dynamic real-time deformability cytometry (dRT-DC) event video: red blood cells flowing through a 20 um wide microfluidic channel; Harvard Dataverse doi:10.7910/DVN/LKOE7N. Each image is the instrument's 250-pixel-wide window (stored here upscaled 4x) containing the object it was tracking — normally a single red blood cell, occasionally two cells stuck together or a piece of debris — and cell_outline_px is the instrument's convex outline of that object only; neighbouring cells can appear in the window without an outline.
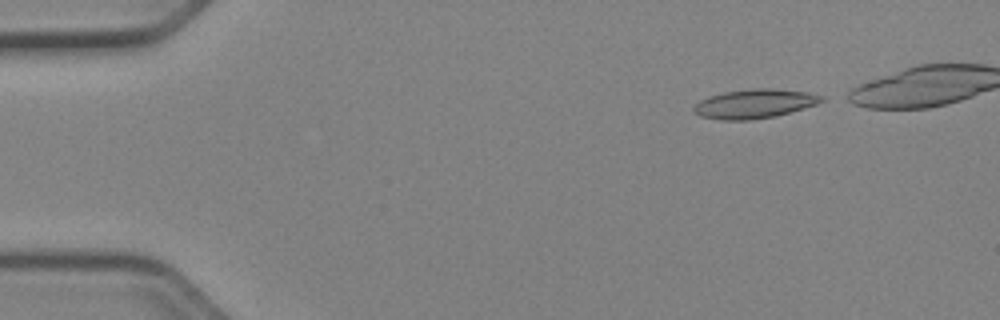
{"species": "Egyptian fruit bat (a non-hibernating species)", "species_latin": "Rousettus aegyptiacus", "temperature_condition": "cold", "stored_images_in_passage": 41, "camera_frame_rate_fps": 3000, "um_per_image_px": 0.085, "animal": {"sex": "female"}, "frame": {"image": 1, "passage_image": 2, "time_ms": 0.333, "image_size_px": [1000, 320], "cell_outline_px": [[828, 100], [804, 108], [776, 116], [752, 120], [720, 120], [700, 116], [692, 112], [692, 108], [700, 100], [708, 96], [724, 92], [752, 88], [772, 88], [808, 92], [824, 96]], "centroid_in_image_um": [64.14, 8.82], "position_along_channel_um": 20.9, "area_um2": 21.96}}
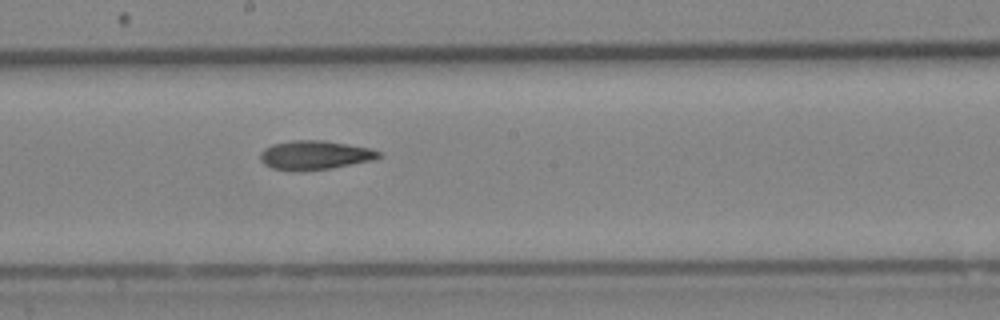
{"frame": {"image": 2, "passage_image": 24, "time_ms": 7.667, "image_size_px": [1000, 320], "cell_outline_px": [[384, 156], [376, 160], [332, 168], [300, 172], [272, 168], [264, 164], [260, 160], [260, 152], [264, 148], [272, 144], [292, 140], [324, 140], [372, 148], [384, 152]], "centroid_in_image_um": [26.83, 13.19], "position_along_channel_um": 221.4, "area_um2": 20.63}}
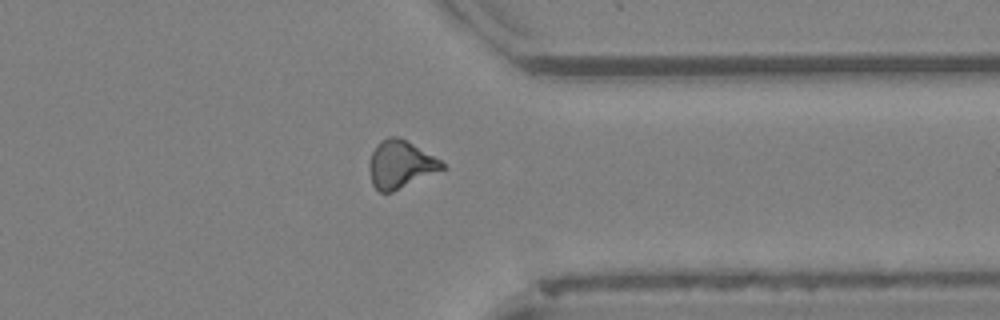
{"frame": {"image": 3, "passage_image": 36, "time_ms": 11.667, "image_size_px": [1000, 320], "cell_outline_px": [[448, 168], [392, 192], [380, 192], [372, 184], [368, 168], [368, 164], [372, 152], [376, 144], [380, 140], [388, 136], [400, 136], [440, 160]], "centroid_in_image_um": [34.03, 13.96], "position_along_channel_um": 377.4, "area_um2": 20.46}, "authors_computed_cell_mechanics": {"area_um2": 20.4034, "velocity_mm_per_s": 3.972, "shape_relaxation_time_tau1_ms": null, "shape_relaxation_time_tau2_ms": 6.2364, "deformation_change_tau1": null, "deformation_change_tau2": 0.1657}}